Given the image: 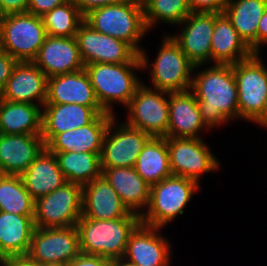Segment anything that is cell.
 Listing matches in <instances>:
<instances>
[{"label": "cell", "instance_id": "obj_10", "mask_svg": "<svg viewBox=\"0 0 267 266\" xmlns=\"http://www.w3.org/2000/svg\"><path fill=\"white\" fill-rule=\"evenodd\" d=\"M126 108L129 110V117L125 122L127 125L152 137H167L169 93L159 89L153 90L141 82Z\"/></svg>", "mask_w": 267, "mask_h": 266}, {"label": "cell", "instance_id": "obj_12", "mask_svg": "<svg viewBox=\"0 0 267 266\" xmlns=\"http://www.w3.org/2000/svg\"><path fill=\"white\" fill-rule=\"evenodd\" d=\"M117 124L114 116L103 137L100 154L102 169L134 167L137 157L152 138L150 134L131 127L125 122L121 123V126Z\"/></svg>", "mask_w": 267, "mask_h": 266}, {"label": "cell", "instance_id": "obj_43", "mask_svg": "<svg viewBox=\"0 0 267 266\" xmlns=\"http://www.w3.org/2000/svg\"><path fill=\"white\" fill-rule=\"evenodd\" d=\"M267 44V9L262 15L257 28V53H260V46Z\"/></svg>", "mask_w": 267, "mask_h": 266}, {"label": "cell", "instance_id": "obj_1", "mask_svg": "<svg viewBox=\"0 0 267 266\" xmlns=\"http://www.w3.org/2000/svg\"><path fill=\"white\" fill-rule=\"evenodd\" d=\"M202 121L210 128L239 118L238 90L233 64H213L192 75Z\"/></svg>", "mask_w": 267, "mask_h": 266}, {"label": "cell", "instance_id": "obj_42", "mask_svg": "<svg viewBox=\"0 0 267 266\" xmlns=\"http://www.w3.org/2000/svg\"><path fill=\"white\" fill-rule=\"evenodd\" d=\"M0 264L1 266H42L28 255L9 257L0 261Z\"/></svg>", "mask_w": 267, "mask_h": 266}, {"label": "cell", "instance_id": "obj_29", "mask_svg": "<svg viewBox=\"0 0 267 266\" xmlns=\"http://www.w3.org/2000/svg\"><path fill=\"white\" fill-rule=\"evenodd\" d=\"M40 105L11 102L0 98V133L42 134V111Z\"/></svg>", "mask_w": 267, "mask_h": 266}, {"label": "cell", "instance_id": "obj_40", "mask_svg": "<svg viewBox=\"0 0 267 266\" xmlns=\"http://www.w3.org/2000/svg\"><path fill=\"white\" fill-rule=\"evenodd\" d=\"M28 0H0V16L27 13Z\"/></svg>", "mask_w": 267, "mask_h": 266}, {"label": "cell", "instance_id": "obj_26", "mask_svg": "<svg viewBox=\"0 0 267 266\" xmlns=\"http://www.w3.org/2000/svg\"><path fill=\"white\" fill-rule=\"evenodd\" d=\"M254 52L239 36L224 13H214L211 60L214 64H235L250 58Z\"/></svg>", "mask_w": 267, "mask_h": 266}, {"label": "cell", "instance_id": "obj_19", "mask_svg": "<svg viewBox=\"0 0 267 266\" xmlns=\"http://www.w3.org/2000/svg\"><path fill=\"white\" fill-rule=\"evenodd\" d=\"M42 138L45 145L56 135L91 123L99 114L106 113L101 106L45 103L42 107Z\"/></svg>", "mask_w": 267, "mask_h": 266}, {"label": "cell", "instance_id": "obj_24", "mask_svg": "<svg viewBox=\"0 0 267 266\" xmlns=\"http://www.w3.org/2000/svg\"><path fill=\"white\" fill-rule=\"evenodd\" d=\"M207 128L191 90L169 93L168 138H200L199 131Z\"/></svg>", "mask_w": 267, "mask_h": 266}, {"label": "cell", "instance_id": "obj_18", "mask_svg": "<svg viewBox=\"0 0 267 266\" xmlns=\"http://www.w3.org/2000/svg\"><path fill=\"white\" fill-rule=\"evenodd\" d=\"M33 63L49 78L84 69L75 37L47 35Z\"/></svg>", "mask_w": 267, "mask_h": 266}, {"label": "cell", "instance_id": "obj_44", "mask_svg": "<svg viewBox=\"0 0 267 266\" xmlns=\"http://www.w3.org/2000/svg\"><path fill=\"white\" fill-rule=\"evenodd\" d=\"M111 266H138L124 258L114 259L111 262Z\"/></svg>", "mask_w": 267, "mask_h": 266}, {"label": "cell", "instance_id": "obj_34", "mask_svg": "<svg viewBox=\"0 0 267 266\" xmlns=\"http://www.w3.org/2000/svg\"><path fill=\"white\" fill-rule=\"evenodd\" d=\"M46 33L53 37H75L84 16L72 0L55 7L42 16Z\"/></svg>", "mask_w": 267, "mask_h": 266}, {"label": "cell", "instance_id": "obj_9", "mask_svg": "<svg viewBox=\"0 0 267 266\" xmlns=\"http://www.w3.org/2000/svg\"><path fill=\"white\" fill-rule=\"evenodd\" d=\"M156 57L150 69L155 89L167 93L191 89L194 65L171 35L164 37Z\"/></svg>", "mask_w": 267, "mask_h": 266}, {"label": "cell", "instance_id": "obj_17", "mask_svg": "<svg viewBox=\"0 0 267 266\" xmlns=\"http://www.w3.org/2000/svg\"><path fill=\"white\" fill-rule=\"evenodd\" d=\"M160 229L140 223L128 239L123 258L138 266H169L170 243L158 233Z\"/></svg>", "mask_w": 267, "mask_h": 266}, {"label": "cell", "instance_id": "obj_31", "mask_svg": "<svg viewBox=\"0 0 267 266\" xmlns=\"http://www.w3.org/2000/svg\"><path fill=\"white\" fill-rule=\"evenodd\" d=\"M134 168L150 186L172 176L166 137H152L137 157Z\"/></svg>", "mask_w": 267, "mask_h": 266}, {"label": "cell", "instance_id": "obj_8", "mask_svg": "<svg viewBox=\"0 0 267 266\" xmlns=\"http://www.w3.org/2000/svg\"><path fill=\"white\" fill-rule=\"evenodd\" d=\"M82 216V186L67 182L35 200L34 224L40 228L76 226Z\"/></svg>", "mask_w": 267, "mask_h": 266}, {"label": "cell", "instance_id": "obj_33", "mask_svg": "<svg viewBox=\"0 0 267 266\" xmlns=\"http://www.w3.org/2000/svg\"><path fill=\"white\" fill-rule=\"evenodd\" d=\"M34 206L21 176L0 174V211L34 216Z\"/></svg>", "mask_w": 267, "mask_h": 266}, {"label": "cell", "instance_id": "obj_16", "mask_svg": "<svg viewBox=\"0 0 267 266\" xmlns=\"http://www.w3.org/2000/svg\"><path fill=\"white\" fill-rule=\"evenodd\" d=\"M47 86L48 77L33 62H17L0 98L43 107L47 99Z\"/></svg>", "mask_w": 267, "mask_h": 266}, {"label": "cell", "instance_id": "obj_38", "mask_svg": "<svg viewBox=\"0 0 267 266\" xmlns=\"http://www.w3.org/2000/svg\"><path fill=\"white\" fill-rule=\"evenodd\" d=\"M111 262L112 260L99 255H88L80 252L66 266H111Z\"/></svg>", "mask_w": 267, "mask_h": 266}, {"label": "cell", "instance_id": "obj_6", "mask_svg": "<svg viewBox=\"0 0 267 266\" xmlns=\"http://www.w3.org/2000/svg\"><path fill=\"white\" fill-rule=\"evenodd\" d=\"M260 53L233 64L238 90L239 119L255 122L264 127L267 100V66Z\"/></svg>", "mask_w": 267, "mask_h": 266}, {"label": "cell", "instance_id": "obj_7", "mask_svg": "<svg viewBox=\"0 0 267 266\" xmlns=\"http://www.w3.org/2000/svg\"><path fill=\"white\" fill-rule=\"evenodd\" d=\"M3 51L17 62H33L47 37L42 17L30 13L0 17Z\"/></svg>", "mask_w": 267, "mask_h": 266}, {"label": "cell", "instance_id": "obj_14", "mask_svg": "<svg viewBox=\"0 0 267 266\" xmlns=\"http://www.w3.org/2000/svg\"><path fill=\"white\" fill-rule=\"evenodd\" d=\"M169 163L172 175L200 180L203 173L219 168L218 159L209 150L202 138H168Z\"/></svg>", "mask_w": 267, "mask_h": 266}, {"label": "cell", "instance_id": "obj_39", "mask_svg": "<svg viewBox=\"0 0 267 266\" xmlns=\"http://www.w3.org/2000/svg\"><path fill=\"white\" fill-rule=\"evenodd\" d=\"M17 61L8 53H0V93L4 89L7 80L11 77L12 70Z\"/></svg>", "mask_w": 267, "mask_h": 266}, {"label": "cell", "instance_id": "obj_37", "mask_svg": "<svg viewBox=\"0 0 267 266\" xmlns=\"http://www.w3.org/2000/svg\"><path fill=\"white\" fill-rule=\"evenodd\" d=\"M67 1L68 0H28L27 12L42 17L45 13Z\"/></svg>", "mask_w": 267, "mask_h": 266}, {"label": "cell", "instance_id": "obj_36", "mask_svg": "<svg viewBox=\"0 0 267 266\" xmlns=\"http://www.w3.org/2000/svg\"><path fill=\"white\" fill-rule=\"evenodd\" d=\"M229 0H188L191 12L223 13Z\"/></svg>", "mask_w": 267, "mask_h": 266}, {"label": "cell", "instance_id": "obj_25", "mask_svg": "<svg viewBox=\"0 0 267 266\" xmlns=\"http://www.w3.org/2000/svg\"><path fill=\"white\" fill-rule=\"evenodd\" d=\"M102 176L118 193L129 212L138 216L145 212L144 208L148 207L150 200V185L141 178L134 167L102 169Z\"/></svg>", "mask_w": 267, "mask_h": 266}, {"label": "cell", "instance_id": "obj_35", "mask_svg": "<svg viewBox=\"0 0 267 266\" xmlns=\"http://www.w3.org/2000/svg\"><path fill=\"white\" fill-rule=\"evenodd\" d=\"M190 13L188 0H153L144 9V22L148 30L158 21L178 26Z\"/></svg>", "mask_w": 267, "mask_h": 266}, {"label": "cell", "instance_id": "obj_13", "mask_svg": "<svg viewBox=\"0 0 267 266\" xmlns=\"http://www.w3.org/2000/svg\"><path fill=\"white\" fill-rule=\"evenodd\" d=\"M84 65L91 63H142L139 54L126 42L97 32L83 21L75 35Z\"/></svg>", "mask_w": 267, "mask_h": 266}, {"label": "cell", "instance_id": "obj_22", "mask_svg": "<svg viewBox=\"0 0 267 266\" xmlns=\"http://www.w3.org/2000/svg\"><path fill=\"white\" fill-rule=\"evenodd\" d=\"M45 148L41 135L0 133V174L20 176Z\"/></svg>", "mask_w": 267, "mask_h": 266}, {"label": "cell", "instance_id": "obj_5", "mask_svg": "<svg viewBox=\"0 0 267 266\" xmlns=\"http://www.w3.org/2000/svg\"><path fill=\"white\" fill-rule=\"evenodd\" d=\"M199 185L194 180L172 175L150 186V200L147 211L140 216L141 223L163 228L184 213L183 209L199 190Z\"/></svg>", "mask_w": 267, "mask_h": 266}, {"label": "cell", "instance_id": "obj_3", "mask_svg": "<svg viewBox=\"0 0 267 266\" xmlns=\"http://www.w3.org/2000/svg\"><path fill=\"white\" fill-rule=\"evenodd\" d=\"M140 223V217L96 220L81 216L76 224L80 252L110 260L123 258L128 239Z\"/></svg>", "mask_w": 267, "mask_h": 266}, {"label": "cell", "instance_id": "obj_28", "mask_svg": "<svg viewBox=\"0 0 267 266\" xmlns=\"http://www.w3.org/2000/svg\"><path fill=\"white\" fill-rule=\"evenodd\" d=\"M34 229V216L0 211V261L27 255Z\"/></svg>", "mask_w": 267, "mask_h": 266}, {"label": "cell", "instance_id": "obj_21", "mask_svg": "<svg viewBox=\"0 0 267 266\" xmlns=\"http://www.w3.org/2000/svg\"><path fill=\"white\" fill-rule=\"evenodd\" d=\"M115 114H99L91 123L76 130L56 134L45 146L49 152L101 153L108 125Z\"/></svg>", "mask_w": 267, "mask_h": 266}, {"label": "cell", "instance_id": "obj_30", "mask_svg": "<svg viewBox=\"0 0 267 266\" xmlns=\"http://www.w3.org/2000/svg\"><path fill=\"white\" fill-rule=\"evenodd\" d=\"M267 0H229L223 13L250 49L257 53V28Z\"/></svg>", "mask_w": 267, "mask_h": 266}, {"label": "cell", "instance_id": "obj_47", "mask_svg": "<svg viewBox=\"0 0 267 266\" xmlns=\"http://www.w3.org/2000/svg\"><path fill=\"white\" fill-rule=\"evenodd\" d=\"M3 52V47H2V38H1V33H0V53Z\"/></svg>", "mask_w": 267, "mask_h": 266}, {"label": "cell", "instance_id": "obj_11", "mask_svg": "<svg viewBox=\"0 0 267 266\" xmlns=\"http://www.w3.org/2000/svg\"><path fill=\"white\" fill-rule=\"evenodd\" d=\"M79 253V236L76 226L35 227L27 255L42 266H66Z\"/></svg>", "mask_w": 267, "mask_h": 266}, {"label": "cell", "instance_id": "obj_4", "mask_svg": "<svg viewBox=\"0 0 267 266\" xmlns=\"http://www.w3.org/2000/svg\"><path fill=\"white\" fill-rule=\"evenodd\" d=\"M84 21L97 32L126 42L138 54L144 50L138 44L148 32L144 10L132 0L94 9L84 16Z\"/></svg>", "mask_w": 267, "mask_h": 266}, {"label": "cell", "instance_id": "obj_23", "mask_svg": "<svg viewBox=\"0 0 267 266\" xmlns=\"http://www.w3.org/2000/svg\"><path fill=\"white\" fill-rule=\"evenodd\" d=\"M45 103L100 106L85 69L49 77Z\"/></svg>", "mask_w": 267, "mask_h": 266}, {"label": "cell", "instance_id": "obj_20", "mask_svg": "<svg viewBox=\"0 0 267 266\" xmlns=\"http://www.w3.org/2000/svg\"><path fill=\"white\" fill-rule=\"evenodd\" d=\"M82 216L96 220L140 217L129 212L103 176L82 186Z\"/></svg>", "mask_w": 267, "mask_h": 266}, {"label": "cell", "instance_id": "obj_32", "mask_svg": "<svg viewBox=\"0 0 267 266\" xmlns=\"http://www.w3.org/2000/svg\"><path fill=\"white\" fill-rule=\"evenodd\" d=\"M51 153L56 155L67 182L83 186L102 176L101 153L73 151Z\"/></svg>", "mask_w": 267, "mask_h": 266}, {"label": "cell", "instance_id": "obj_15", "mask_svg": "<svg viewBox=\"0 0 267 266\" xmlns=\"http://www.w3.org/2000/svg\"><path fill=\"white\" fill-rule=\"evenodd\" d=\"M180 24H184L181 34L171 37L194 65V70L201 68L200 66L211 60L214 13L191 12Z\"/></svg>", "mask_w": 267, "mask_h": 266}, {"label": "cell", "instance_id": "obj_2", "mask_svg": "<svg viewBox=\"0 0 267 266\" xmlns=\"http://www.w3.org/2000/svg\"><path fill=\"white\" fill-rule=\"evenodd\" d=\"M145 51L139 57L142 63H91L84 69L89 75L91 85L100 106L108 113L113 114L112 103L119 102L127 106L141 84L134 69H146L149 60Z\"/></svg>", "mask_w": 267, "mask_h": 266}, {"label": "cell", "instance_id": "obj_41", "mask_svg": "<svg viewBox=\"0 0 267 266\" xmlns=\"http://www.w3.org/2000/svg\"><path fill=\"white\" fill-rule=\"evenodd\" d=\"M79 8L81 14L85 16L90 11L106 5L119 3L123 0H72Z\"/></svg>", "mask_w": 267, "mask_h": 266}, {"label": "cell", "instance_id": "obj_27", "mask_svg": "<svg viewBox=\"0 0 267 266\" xmlns=\"http://www.w3.org/2000/svg\"><path fill=\"white\" fill-rule=\"evenodd\" d=\"M20 176L25 188L34 200L53 192L67 183L56 155L46 148Z\"/></svg>", "mask_w": 267, "mask_h": 266}, {"label": "cell", "instance_id": "obj_46", "mask_svg": "<svg viewBox=\"0 0 267 266\" xmlns=\"http://www.w3.org/2000/svg\"><path fill=\"white\" fill-rule=\"evenodd\" d=\"M264 128H267V100H266V110L264 113Z\"/></svg>", "mask_w": 267, "mask_h": 266}, {"label": "cell", "instance_id": "obj_45", "mask_svg": "<svg viewBox=\"0 0 267 266\" xmlns=\"http://www.w3.org/2000/svg\"><path fill=\"white\" fill-rule=\"evenodd\" d=\"M139 8L145 9L153 0H132Z\"/></svg>", "mask_w": 267, "mask_h": 266}]
</instances>
